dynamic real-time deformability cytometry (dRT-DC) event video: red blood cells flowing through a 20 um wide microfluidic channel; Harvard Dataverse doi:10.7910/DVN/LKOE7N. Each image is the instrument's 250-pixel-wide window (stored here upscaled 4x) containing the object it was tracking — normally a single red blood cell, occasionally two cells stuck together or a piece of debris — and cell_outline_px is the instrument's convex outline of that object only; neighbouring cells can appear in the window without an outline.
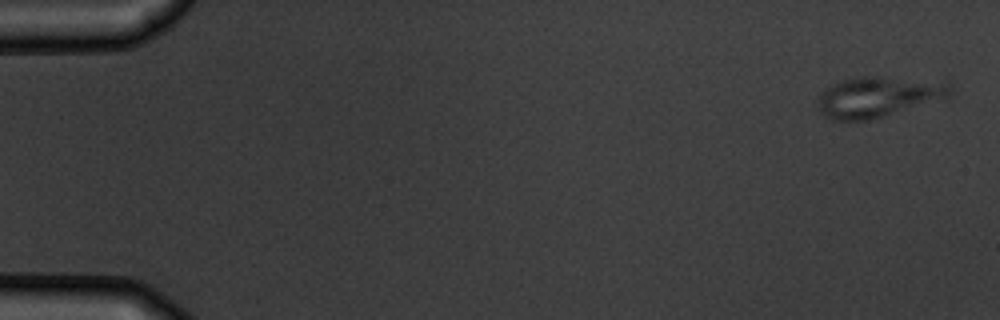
{"species": "common noctule bat (a hibernating species)", "species_latin": "Nyctalus noctula", "temperature_condition": "warm", "stored_images_in_passage": 7, "camera_frame_rate_fps": 3000, "um_per_image_px": 0.085, "animal": {"sex": "male", "body_mass_g": 19.5, "forearm_length_mm": 54.6}, "frame": {"image": 1, "passage_image": 1, "time_ms": 0.0, "image_size_px": [1000, 320], "cell_outline_px": [[952, 96], [948, 100], [868, 120], [832, 120], [824, 116], [820, 112], [816, 104], [820, 92], [832, 84], [852, 76], [876, 76], [948, 84], [952, 88]], "centroid_in_image_um": [74.63, 8.26], "position_along_channel_um": 10.4, "area_um2": 31.56}}
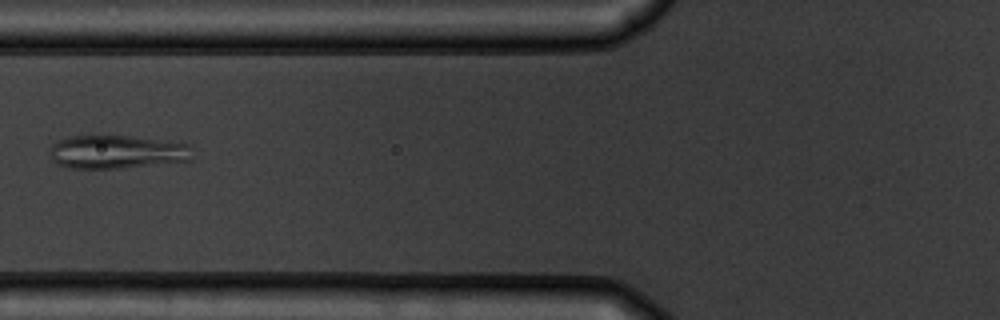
{"frame": {"image": 2, "passage_image": 6, "time_ms": 6.667, "image_size_px": [1000, 320], "cell_outline_px": [[192, 160], [116, 168], [68, 168], [56, 164], [52, 160], [52, 144], [60, 140], [72, 136], [128, 136], [188, 144]], "centroid_in_image_um": [9.89, 12.92], "position_along_channel_um": 115.9, "area_um2": 27.11}}